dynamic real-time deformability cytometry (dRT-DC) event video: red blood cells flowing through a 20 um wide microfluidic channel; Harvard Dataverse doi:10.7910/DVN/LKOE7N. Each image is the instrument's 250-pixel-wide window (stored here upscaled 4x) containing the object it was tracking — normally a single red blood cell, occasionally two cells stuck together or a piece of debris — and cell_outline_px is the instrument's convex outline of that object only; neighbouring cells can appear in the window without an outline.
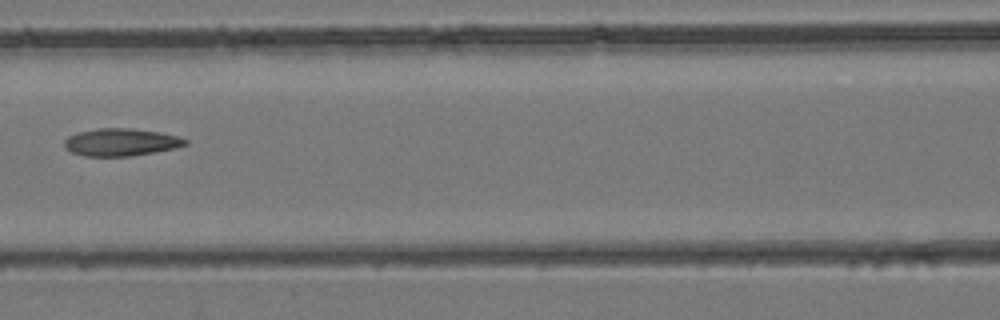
{"species": "common noctule bat (a hibernating species)", "species_latin": "Nyctalus noctula", "temperature_condition": "room temperature", "stored_images_in_passage": 5, "camera_frame_rate_fps": 3000, "um_per_image_px": 0.085, "animal": {"sex": "female", "body_mass_g": 24.6, "forearm_length_mm": 56.2}, "frame": {"image": 1, "passage_image": 5, "time_ms": 1.333, "image_size_px": [1000, 320], "cell_outline_px": [[188, 144], [176, 148], [132, 156], [84, 156], [72, 152], [64, 148], [64, 140], [68, 136], [76, 132], [96, 128], [132, 128], [160, 132], [176, 136], [188, 140]], "centroid_in_image_um": [10.25, 12.08], "position_along_channel_um": 156.3, "area_um2": 19.54}}